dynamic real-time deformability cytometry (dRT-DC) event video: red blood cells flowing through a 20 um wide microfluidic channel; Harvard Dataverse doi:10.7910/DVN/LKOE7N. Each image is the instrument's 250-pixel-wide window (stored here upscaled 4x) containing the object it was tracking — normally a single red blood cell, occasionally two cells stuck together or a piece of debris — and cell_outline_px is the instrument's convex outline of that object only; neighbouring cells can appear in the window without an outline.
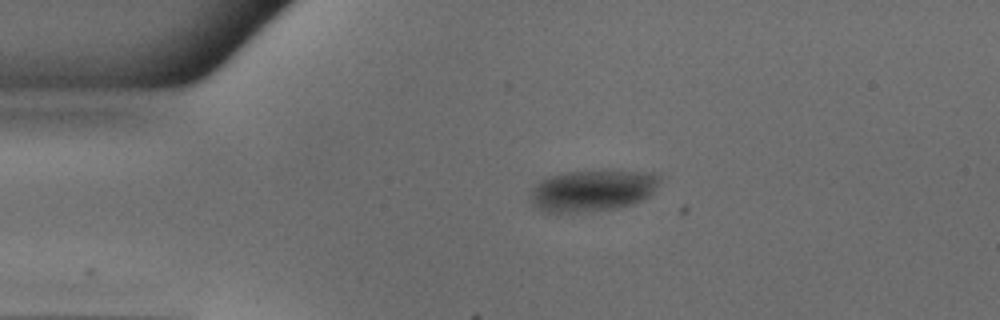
{"species": "common noctule bat (a hibernating species)", "species_latin": "Nyctalus noctula", "temperature_condition": "warm", "stored_images_in_passage": 41, "camera_frame_rate_fps": 3000, "um_per_image_px": 0.085, "animal": {"sex": "male", "body_mass_g": 18.8}, "frame": {"image": 1, "passage_image": 1, "time_ms": 0.0, "image_size_px": [1000, 320], "cell_outline_px": [[660, 180], [652, 192], [648, 196], [632, 204], [620, 208], [576, 212], [544, 212], [532, 204], [532, 188], [540, 180], [548, 176], [568, 172], [652, 172], [660, 176]], "centroid_in_image_um": [50.33, 16.21], "position_along_channel_um": 34.7, "area_um2": 30.63}}
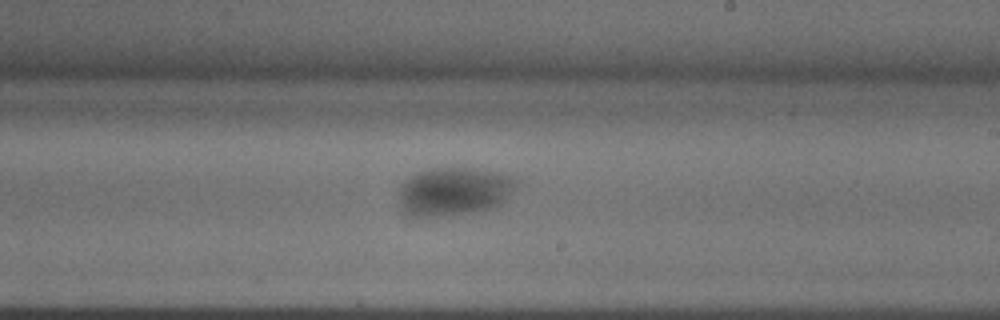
{"frame": {"image": 2, "passage_image": 20, "time_ms": 6.333, "image_size_px": [1000, 320], "cell_outline_px": [[520, 180], [504, 200], [500, 204], [488, 208], [468, 212], [424, 220], [412, 216], [404, 212], [400, 192], [404, 184], [416, 172], [432, 168], [468, 168], [508, 176]], "centroid_in_image_um": [38.55, 16.3], "position_along_channel_um": 250.4, "area_um2": 32.43}}
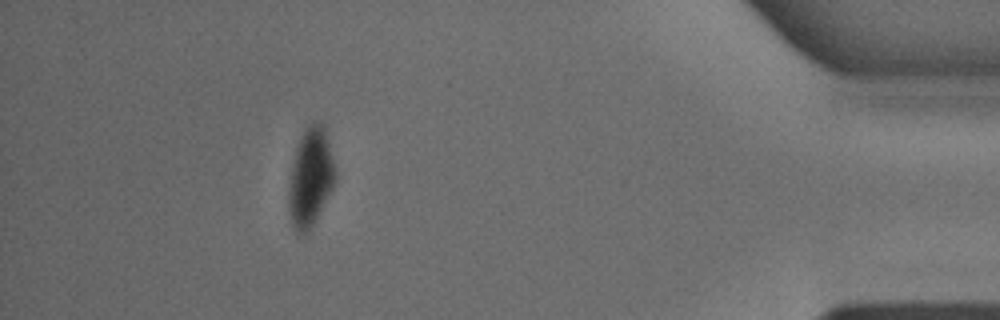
{"frame": {"image": 3, "passage_image": 36, "time_ms": 11.667, "image_size_px": [1000, 320], "cell_outline_px": [[336, 176], [332, 188], [316, 220], [304, 236], [296, 232], [292, 224], [288, 208], [288, 188], [292, 164], [296, 148], [304, 128], [312, 120], [320, 120], [324, 124], [336, 168]], "centroid_in_image_um": [26.39, 15.03], "position_along_channel_um": 408.8, "area_um2": 27.11}}